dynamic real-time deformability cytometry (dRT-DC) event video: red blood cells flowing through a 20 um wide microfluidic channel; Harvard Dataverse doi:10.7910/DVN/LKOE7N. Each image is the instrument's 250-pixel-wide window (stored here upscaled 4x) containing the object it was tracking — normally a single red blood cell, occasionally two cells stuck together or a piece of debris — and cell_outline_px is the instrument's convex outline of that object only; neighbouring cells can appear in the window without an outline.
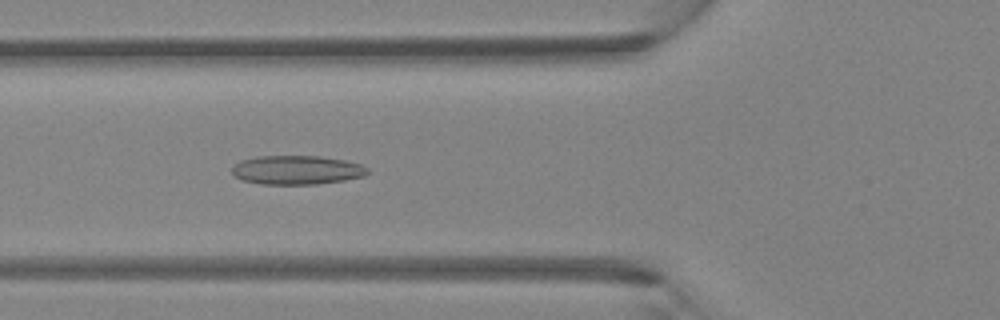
{"species": "Egyptian fruit bat (a non-hibernating species)", "species_latin": "Rousettus aegyptiacus", "temperature_condition": "room temperature", "stored_images_in_passage": 46, "camera_frame_rate_fps": 3000, "um_per_image_px": 0.085, "animal": {"sex": "female"}, "frame": {"image": 1, "passage_image": 17, "time_ms": 5.333, "image_size_px": [1000, 320], "cell_outline_px": [[368, 172], [364, 176], [344, 180], [316, 184], [260, 184], [244, 180], [236, 176], [232, 172], [232, 164], [240, 160], [256, 156], [320, 156], [344, 160], [360, 164], [368, 168]], "centroid_in_image_um": [25.2, 14.44], "position_along_channel_um": 100.6, "area_um2": 22.89}}
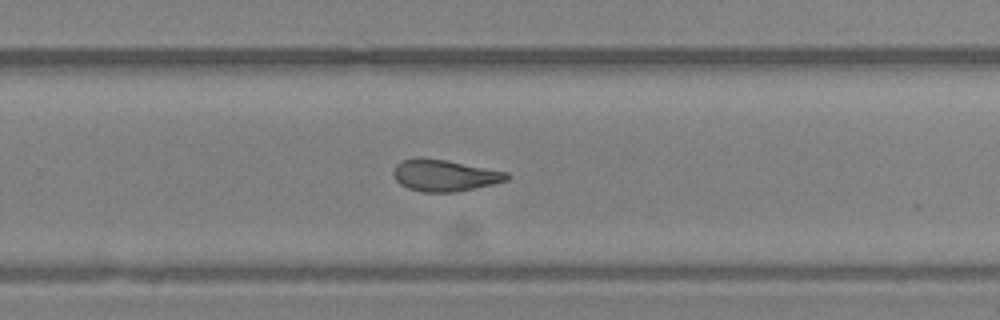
{"frame": {"image": 2, "passage_image": 30, "time_ms": 9.667, "image_size_px": [1000, 320], "cell_outline_px": [[512, 176], [508, 180], [492, 184], [452, 192], [424, 192], [408, 188], [400, 184], [392, 176], [392, 172], [396, 164], [400, 160], [420, 156], [448, 160], [508, 172]], "centroid_in_image_um": [37.75, 14.88], "position_along_channel_um": 292.0, "area_um2": 21.15}}
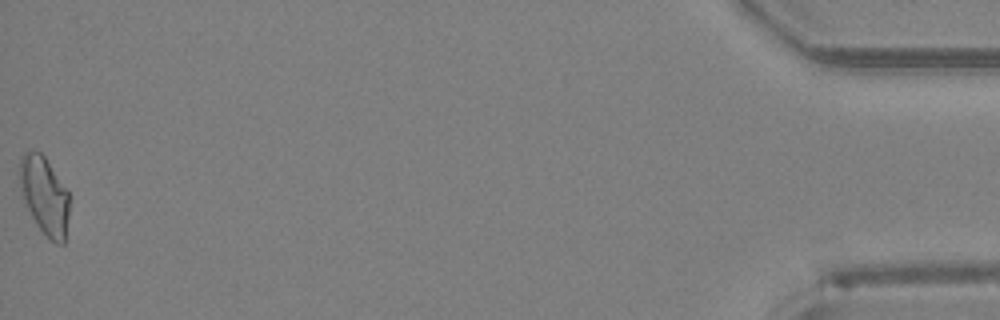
{"frame": {"image": 3, "passage_image": 46, "time_ms": 15.0, "image_size_px": [1000, 320], "cell_outline_px": [[68, 216], [64, 244], [56, 244], [36, 224], [24, 200], [20, 188], [20, 156], [24, 152], [40, 152], [44, 156], [68, 192]], "centroid_in_image_um": [3.77, 16.62], "position_along_channel_um": 431.4, "area_um2": 21.91}}